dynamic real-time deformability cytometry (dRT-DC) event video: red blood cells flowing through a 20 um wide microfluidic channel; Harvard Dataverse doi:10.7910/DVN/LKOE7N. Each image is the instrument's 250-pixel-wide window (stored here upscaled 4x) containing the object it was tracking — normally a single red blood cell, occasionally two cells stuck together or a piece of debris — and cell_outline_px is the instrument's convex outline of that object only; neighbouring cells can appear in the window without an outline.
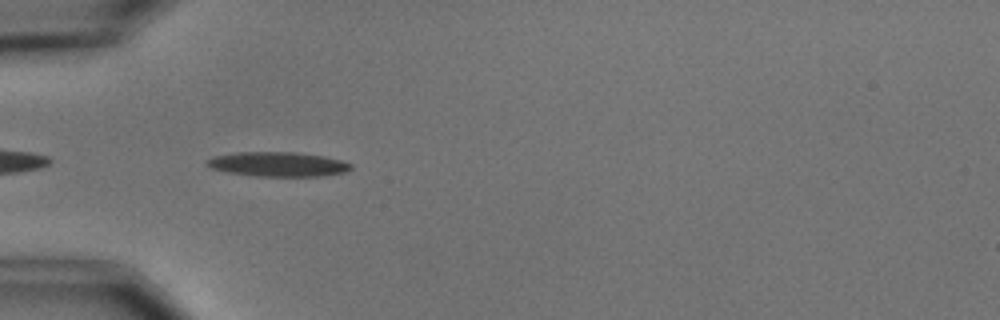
{"species": "common noctule bat (a hibernating species)", "species_latin": "Nyctalus noctula", "temperature_condition": "cold", "stored_images_in_passage": 6, "camera_frame_rate_fps": 3000, "um_per_image_px": 0.085, "animal": {"sex": "male", "body_mass_g": 15.6}, "frame": {"image": 1, "passage_image": 3, "time_ms": 0.667, "image_size_px": [1000, 320], "cell_outline_px": [[348, 168], [336, 172], [288, 176], [244, 172], [220, 168], [208, 164], [212, 160], [224, 156], [312, 156], [332, 160], [348, 164]], "centroid_in_image_um": [23.74, 14.02], "position_along_channel_um": 61.3, "area_um2": 15.14}}